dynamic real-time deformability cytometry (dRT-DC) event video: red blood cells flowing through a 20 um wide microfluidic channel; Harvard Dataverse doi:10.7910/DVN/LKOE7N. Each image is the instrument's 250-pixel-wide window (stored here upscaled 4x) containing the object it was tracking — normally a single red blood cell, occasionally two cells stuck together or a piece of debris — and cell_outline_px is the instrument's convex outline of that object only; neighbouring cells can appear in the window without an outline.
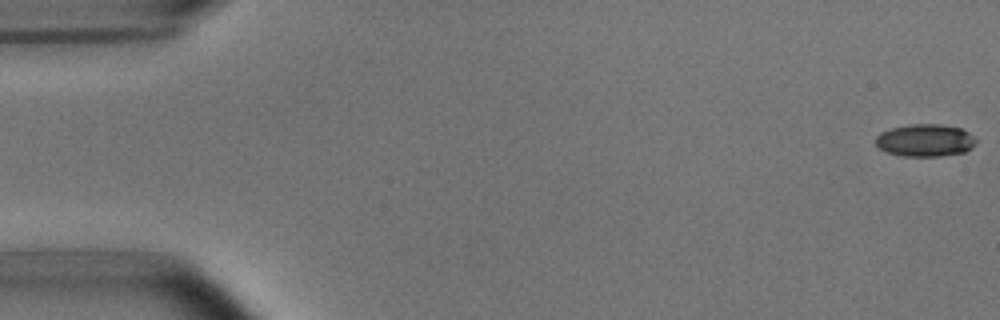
{"species": "common noctule bat (a hibernating species)", "species_latin": "Nyctalus noctula", "temperature_condition": "room temperature", "stored_images_in_passage": 54, "camera_frame_rate_fps": 3000, "um_per_image_px": 0.085, "animal": {"sex": "male", "body_mass_g": 15.6}, "frame": {"image": 1, "passage_image": 1, "time_ms": 0.0, "image_size_px": [1000, 320], "cell_outline_px": [[976, 144], [972, 148], [964, 152], [940, 156], [904, 156], [888, 152], [880, 148], [876, 144], [876, 136], [880, 132], [892, 128], [908, 124], [940, 124], [960, 128], [968, 132], [976, 140]], "centroid_in_image_um": [78.64, 11.92], "position_along_channel_um": 6.4, "area_um2": 18.9}}
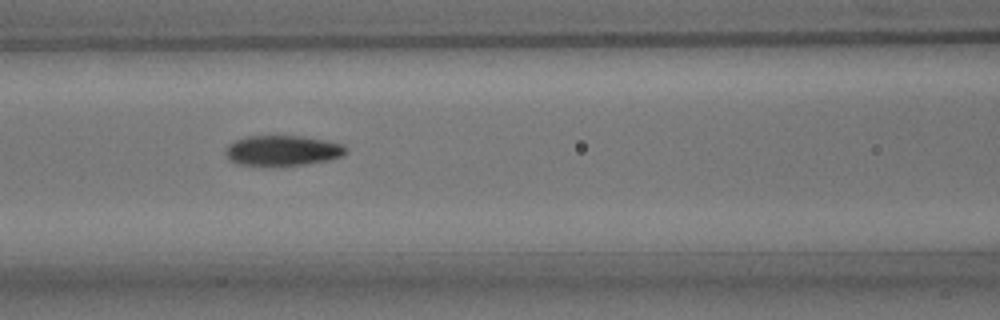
{"frame": {"image": 2, "passage_image": 23, "time_ms": 7.333, "image_size_px": [1000, 320], "cell_outline_px": [[348, 152], [340, 156], [328, 160], [304, 164], [268, 168], [236, 164], [228, 160], [224, 152], [228, 144], [236, 140], [248, 136], [300, 136], [344, 144], [348, 148]], "centroid_in_image_um": [23.95, 12.83], "position_along_channel_um": 142.6, "area_um2": 21.85}}
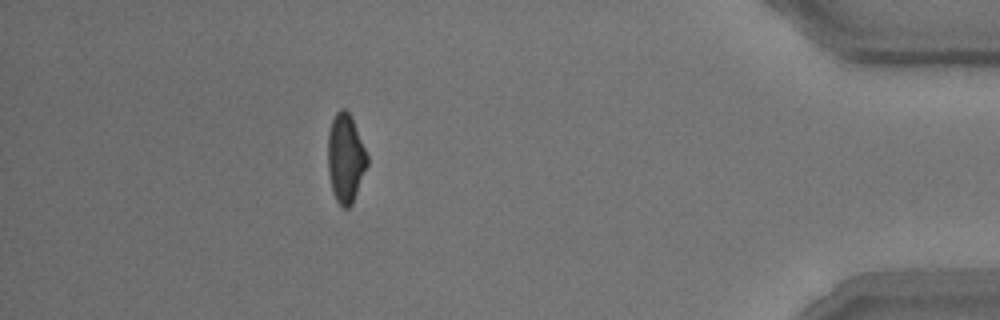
{"frame": {"image": 3, "passage_image": 48, "time_ms": 15.667, "image_size_px": [1000, 320], "cell_outline_px": [[368, 164], [352, 204], [348, 208], [344, 208], [336, 200], [332, 192], [328, 172], [328, 132], [332, 120], [336, 112], [340, 108], [344, 108], [352, 116], [368, 156]], "centroid_in_image_um": [29.37, 13.43], "position_along_channel_um": 405.8, "area_um2": 20.46}, "authors_computed_cell_mechanics": {"area_um2": 20.6346, "velocity_mm_per_s": 3.759, "shape_relaxation_time_tau1_ms": 3.1386, "shape_relaxation_time_tau2_ms": 1.938, "deformation_change_tau1": 0.1321, "deformation_change_tau2": 0.0833}}